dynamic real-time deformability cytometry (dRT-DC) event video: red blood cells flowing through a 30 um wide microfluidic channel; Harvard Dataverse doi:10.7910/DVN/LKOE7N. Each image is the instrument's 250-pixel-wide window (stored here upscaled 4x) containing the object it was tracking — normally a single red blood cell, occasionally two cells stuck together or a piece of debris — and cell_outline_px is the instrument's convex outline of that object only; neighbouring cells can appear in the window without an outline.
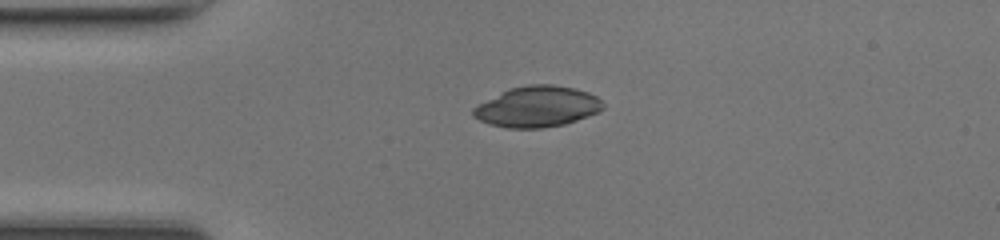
{"species": "common noctule bat (a hibernating species)", "species_latin": "Nyctalus noctula", "temperature_condition": "room temperature", "stored_images_in_passage": 37, "camera_frame_rate_fps": 3000, "um_per_image_px": 0.085, "animal": {"sex": "female", "body_mass_g": 17.0, "forearm_length_mm": 48.0}, "frame": {"image": 1, "passage_image": 1, "time_ms": 0.0, "image_size_px": [1000, 240], "cell_outline_px": [[604, 108], [596, 112], [576, 120], [564, 124], [540, 128], [508, 128], [492, 124], [480, 120], [472, 116], [472, 108], [508, 88], [528, 84], [552, 84], [572, 88], [588, 92], [596, 96], [604, 104]], "centroid_in_image_um": [45.65, 9.05], "position_along_channel_um": 39.4, "area_um2": 30.58}}
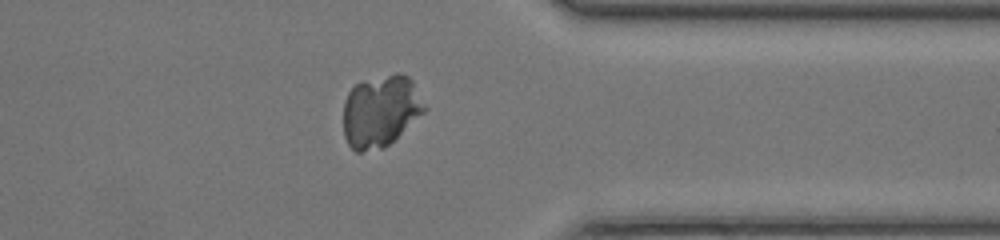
{"frame": {"image": 2, "passage_image": 27, "time_ms": 8.667, "image_size_px": [1000, 240], "cell_outline_px": [[428, 108], [424, 112], [384, 148], [360, 152], [356, 152], [348, 144], [344, 136], [344, 100], [348, 92], [356, 84], [396, 72], [400, 72], [408, 76], [412, 80]], "centroid_in_image_um": [32.36, 9.44], "position_along_channel_um": 379.0, "area_um2": 33.87}}
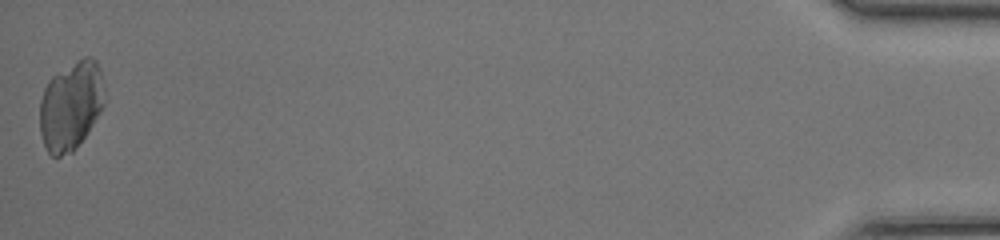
{"frame": {"image": 3, "passage_image": 37, "time_ms": 12.0, "image_size_px": [1000, 240], "cell_outline_px": [[104, 104], [100, 112], [84, 136], [72, 152], [60, 156], [52, 156], [48, 152], [44, 144], [40, 132], [40, 100], [44, 88], [48, 80], [52, 76], [84, 56], [92, 56], [96, 60], [100, 72], [104, 100]], "centroid_in_image_um": [5.99, 8.97], "position_along_channel_um": 429.2, "area_um2": 33.06}}